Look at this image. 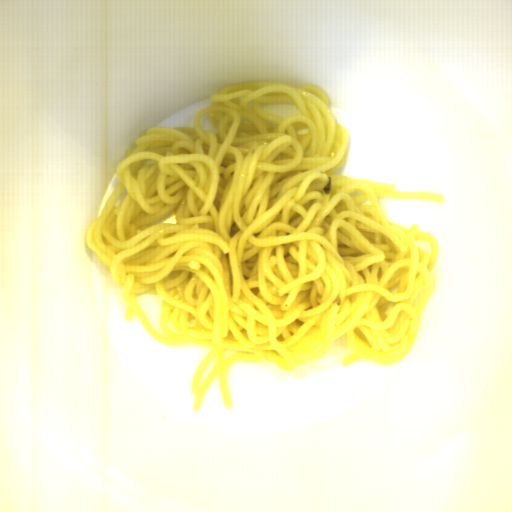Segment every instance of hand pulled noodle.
I'll return each mask as SVG.
<instances>
[{
    "mask_svg": "<svg viewBox=\"0 0 512 512\" xmlns=\"http://www.w3.org/2000/svg\"><path fill=\"white\" fill-rule=\"evenodd\" d=\"M209 100L194 127L153 126L127 147L119 183L87 229V246L123 288V320L136 313L162 345L212 347L191 378L195 413L218 376L233 408V363L293 371L345 333L354 354L344 367L402 361L436 289L440 247L416 222H390L378 198L445 195L331 170L347 159L349 133L315 84L239 82ZM261 102L301 114L284 119ZM208 112L216 133L200 127ZM175 208L177 225L149 224ZM142 295L162 298L165 336Z\"/></svg>",
    "mask_w": 512,
    "mask_h": 512,
    "instance_id": "14784b9a",
    "label": "hand pulled noodle"
}]
</instances>
